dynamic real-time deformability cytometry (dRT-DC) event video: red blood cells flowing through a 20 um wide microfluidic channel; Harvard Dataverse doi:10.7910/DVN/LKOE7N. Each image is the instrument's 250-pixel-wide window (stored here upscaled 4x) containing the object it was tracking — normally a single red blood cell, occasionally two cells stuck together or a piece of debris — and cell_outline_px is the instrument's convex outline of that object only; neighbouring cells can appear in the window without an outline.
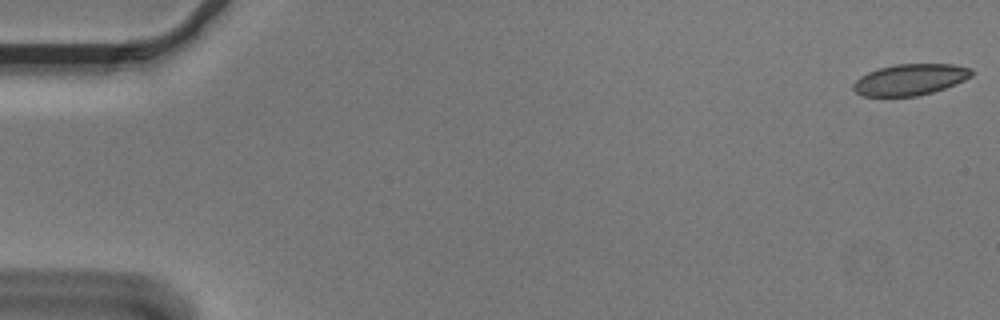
{"species": "Egyptian fruit bat (a non-hibernating species)", "species_latin": "Rousettus aegyptiacus", "temperature_condition": "cold", "stored_images_in_passage": 56, "camera_frame_rate_fps": 3000, "um_per_image_px": 0.085, "animal": {"sex": "male"}, "frame": {"image": 1, "passage_image": 1, "time_ms": 0.0, "image_size_px": [1000, 320], "cell_outline_px": [[972, 76], [964, 80], [944, 88], [932, 92], [916, 96], [864, 96], [856, 92], [852, 88], [852, 84], [860, 76], [868, 72], [880, 68], [896, 64], [952, 64], [972, 68]], "centroid_in_image_um": [77.35, 6.76], "position_along_channel_um": 7.7, "area_um2": 21.39}}
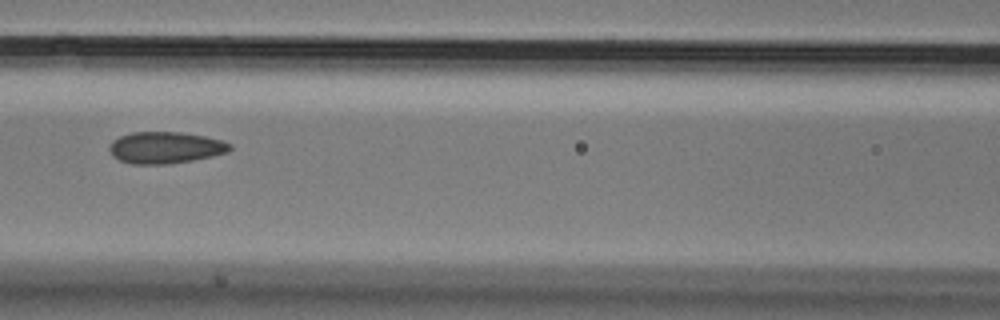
{"frame": {"image": 2, "passage_image": 25, "time_ms": 8.0, "image_size_px": [1000, 320], "cell_outline_px": [[232, 148], [228, 152], [212, 156], [192, 160], [168, 164], [132, 164], [120, 160], [112, 156], [108, 148], [112, 140], [120, 136], [132, 132], [180, 132], [204, 136], [224, 140], [232, 144]], "centroid_in_image_um": [14.06, 12.54], "position_along_channel_um": 152.5, "area_um2": 22.37}}
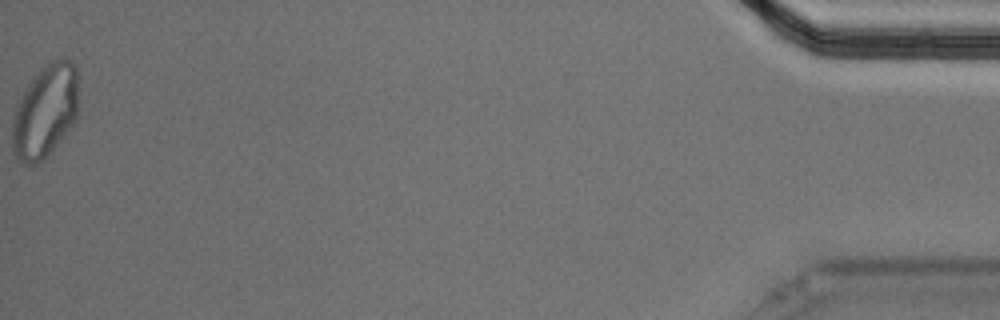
{"frame": {"image": 3, "passage_image": 56, "time_ms": 18.333, "image_size_px": [1000, 320], "cell_outline_px": [[76, 120], [44, 160], [32, 168], [16, 160], [12, 152], [12, 112], [16, 100], [24, 88], [44, 64], [52, 60], [72, 60], [76, 64]], "centroid_in_image_um": [3.76, 9.51], "position_along_channel_um": 431.4, "area_um2": 36.53}, "authors_computed_cell_mechanics": {"area_um2": 22.6287, "velocity_mm_per_s": 3.6117, "shape_relaxation_time_tau1_ms": 5.9504, "shape_relaxation_time_tau2_ms": 1.5585, "deformation_change_tau1": 0.1185, "deformation_change_tau2": 0.0655}}